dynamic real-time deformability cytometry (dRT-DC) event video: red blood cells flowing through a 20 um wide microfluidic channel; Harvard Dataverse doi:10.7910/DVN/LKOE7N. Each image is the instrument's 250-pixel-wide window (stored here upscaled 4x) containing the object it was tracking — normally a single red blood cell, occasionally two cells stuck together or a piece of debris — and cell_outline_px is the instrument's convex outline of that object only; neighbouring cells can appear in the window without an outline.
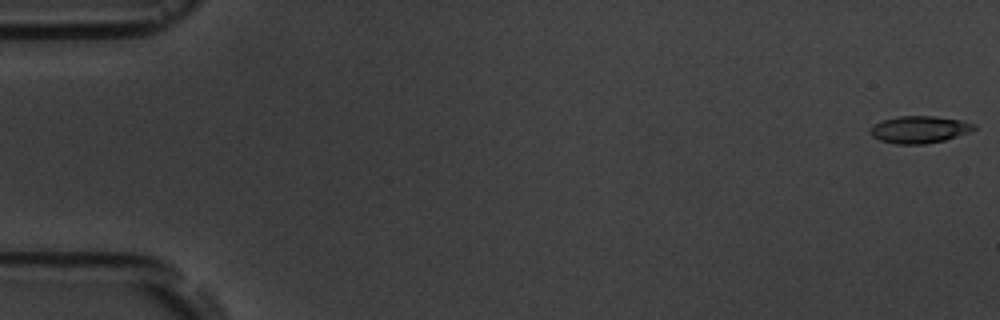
{"species": "common noctule bat (a hibernating species)", "species_latin": "Nyctalus noctula", "temperature_condition": "room temperature", "stored_images_in_passage": 6, "camera_frame_rate_fps": 3000, "um_per_image_px": 0.085, "animal": {"sex": "male", "body_mass_g": 19.5, "forearm_length_mm": 54.6}, "frame": {"image": 1, "passage_image": 1, "time_ms": 0.0, "image_size_px": [1000, 320], "cell_outline_px": [[976, 128], [968, 132], [944, 140], [924, 144], [896, 144], [880, 140], [872, 136], [872, 124], [880, 120], [900, 116], [936, 116], [960, 120], [976, 124]], "centroid_in_image_um": [78.14, 11.0], "position_along_channel_um": 6.9, "area_um2": 16.3}}
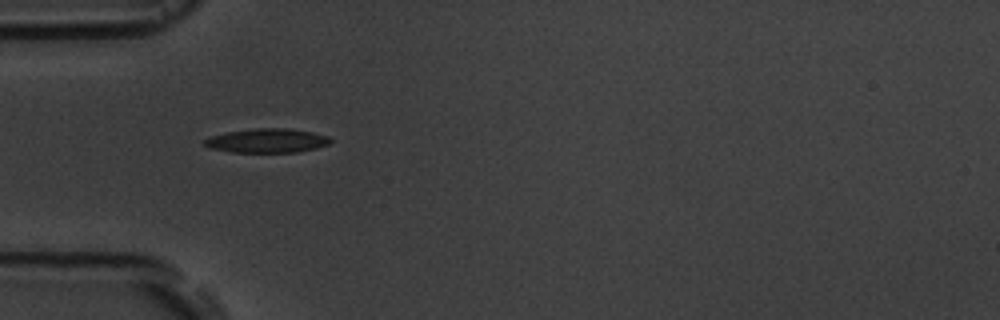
{"frame": {"image": 2, "passage_image": 5, "time_ms": 5.667, "image_size_px": [1000, 320], "cell_outline_px": [[332, 140], [328, 144], [316, 148], [296, 152], [232, 152], [208, 148], [204, 144], [204, 140], [212, 136], [228, 132], [256, 128], [288, 128], [312, 132], [328, 136]], "centroid_in_image_um": [22.71, 11.96], "position_along_channel_um": 62.3, "area_um2": 17.57}}
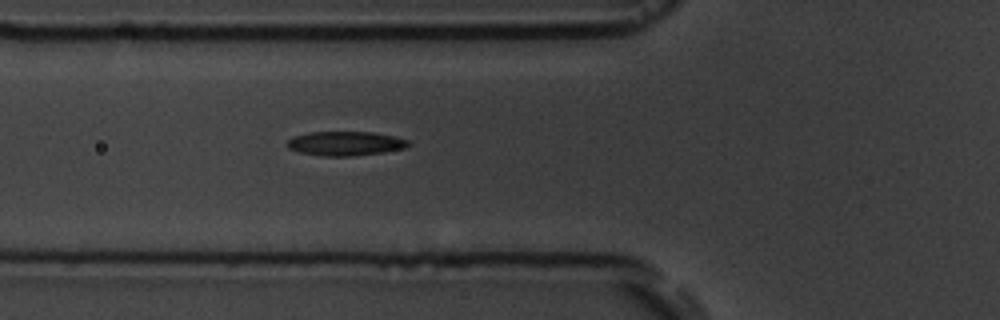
{"frame": {"image": 3, "passage_image": 6, "time_ms": 6.667, "image_size_px": [1000, 320], "cell_outline_px": [[412, 144], [404, 148], [384, 152], [352, 156], [320, 156], [300, 152], [288, 148], [284, 144], [292, 136], [308, 132], [372, 132], [392, 136], [408, 140]], "centroid_in_image_um": [29.31, 12.2], "position_along_channel_um": 96.5, "area_um2": 17.22}}